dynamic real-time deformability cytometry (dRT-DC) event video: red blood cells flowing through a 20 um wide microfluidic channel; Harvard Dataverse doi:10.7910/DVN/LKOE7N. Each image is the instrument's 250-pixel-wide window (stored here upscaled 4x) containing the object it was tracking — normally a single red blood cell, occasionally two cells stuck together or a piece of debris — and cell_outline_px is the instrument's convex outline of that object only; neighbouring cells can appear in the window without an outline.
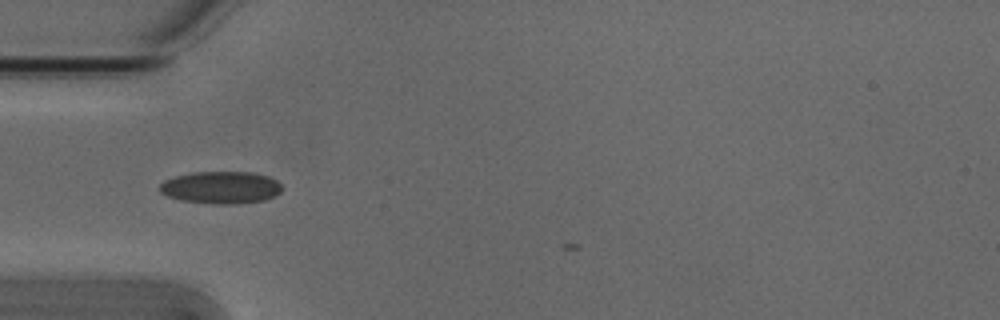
{"species": "Egyptian fruit bat (a non-hibernating species)", "species_latin": "Rousettus aegyptiacus", "temperature_condition": "cold", "stored_images_in_passage": 6, "camera_frame_rate_fps": 3000, "um_per_image_px": 0.085, "animal": {"sex": "male"}, "frame": {"image": 1, "passage_image": 3, "time_ms": 0.667, "image_size_px": [1000, 320], "cell_outline_px": [[284, 188], [276, 196], [264, 200], [236, 204], [212, 204], [180, 200], [168, 196], [160, 192], [160, 184], [164, 180], [176, 176], [192, 172], [252, 172], [268, 176], [276, 180]], "centroid_in_image_um": [18.8, 15.94], "position_along_channel_um": 66.2, "area_um2": 23.18}}